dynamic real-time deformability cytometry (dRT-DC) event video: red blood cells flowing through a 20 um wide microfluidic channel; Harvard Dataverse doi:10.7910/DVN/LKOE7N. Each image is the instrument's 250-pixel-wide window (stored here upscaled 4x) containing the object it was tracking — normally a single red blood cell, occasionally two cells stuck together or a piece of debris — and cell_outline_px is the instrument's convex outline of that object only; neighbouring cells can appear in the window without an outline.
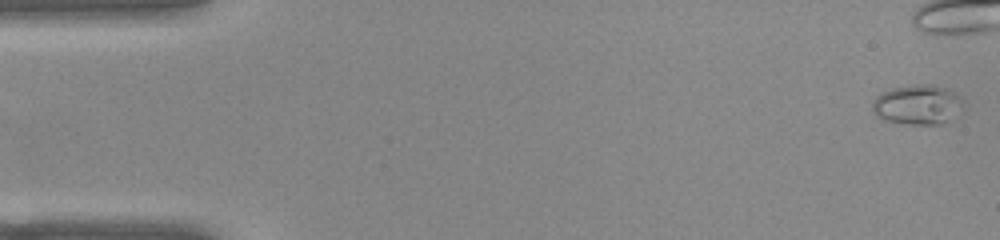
{"species": "common noctule bat (a hibernating species)", "species_latin": "Nyctalus noctula", "temperature_condition": "warm", "stored_images_in_passage": 40, "camera_frame_rate_fps": 3000, "um_per_image_px": 0.085, "animal": {"sex": "female", "body_mass_g": 22.0, "forearm_length_mm": 56.7}, "frame": {"image": 1, "passage_image": 1, "time_ms": 0.0, "image_size_px": [1000, 240], "cell_outline_px": [[956, 100], [948, 120], [940, 124], [908, 124], [884, 120], [876, 116], [872, 112], [872, 100], [876, 96], [892, 88], [912, 84], [932, 84], [948, 88], [956, 92]], "centroid_in_image_um": [77.8, 8.87], "position_along_channel_um": 7.2, "area_um2": 20.17}}
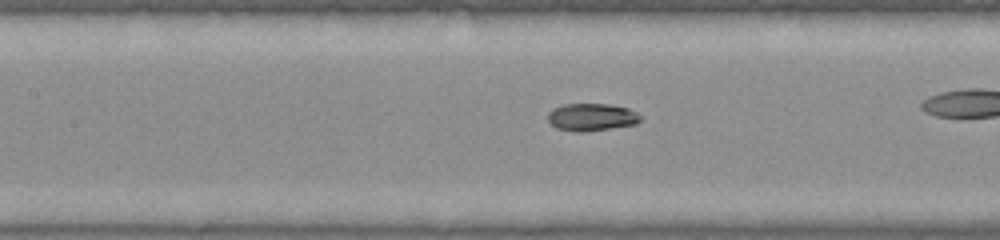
{"frame": {"image": 2, "passage_image": 23, "time_ms": 7.333, "image_size_px": [1000, 240], "cell_outline_px": [[640, 120], [636, 124], [584, 132], [576, 132], [556, 128], [548, 120], [548, 112], [552, 108], [564, 104], [608, 104], [628, 108], [636, 112], [640, 116]], "centroid_in_image_um": [50.26, 9.95], "position_along_channel_um": 157.1, "area_um2": 14.8}}
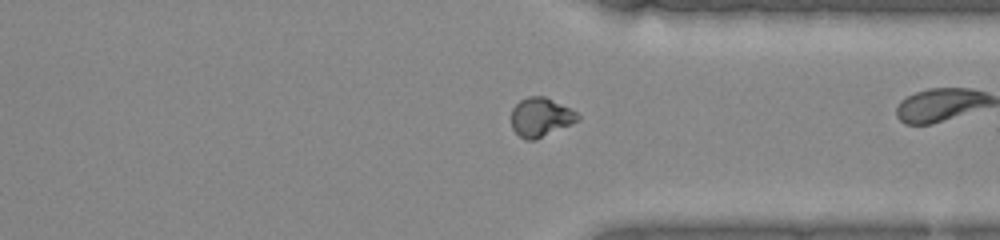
{"frame": {"image": 3, "passage_image": 39, "time_ms": 12.667, "image_size_px": [1000, 240], "cell_outline_px": [[580, 120], [536, 140], [524, 140], [512, 128], [512, 108], [520, 100], [528, 96], [544, 96], [576, 112], [580, 116]], "centroid_in_image_um": [45.95, 9.97], "position_along_channel_um": 365.5, "area_um2": 14.97}}